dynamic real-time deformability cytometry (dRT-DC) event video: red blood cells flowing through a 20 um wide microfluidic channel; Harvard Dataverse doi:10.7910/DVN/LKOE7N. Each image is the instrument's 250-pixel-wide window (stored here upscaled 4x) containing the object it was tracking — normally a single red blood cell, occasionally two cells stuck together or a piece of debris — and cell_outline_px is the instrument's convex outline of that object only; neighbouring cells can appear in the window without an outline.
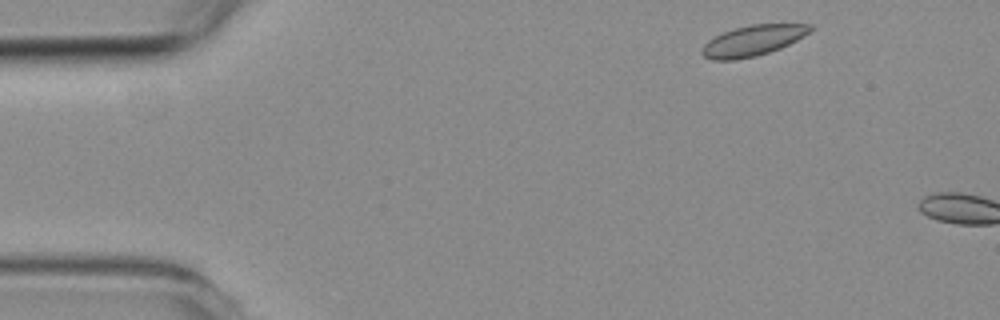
{"species": "common noctule bat (a hibernating species)", "species_latin": "Nyctalus noctula", "temperature_condition": "room temperature", "stored_images_in_passage": 2, "camera_frame_rate_fps": 3000, "um_per_image_px": 0.085, "animal": {"sex": "female", "body_mass_g": 19.3, "forearm_length_mm": 54.1}, "frame": {"image": 1, "passage_image": 1, "time_ms": 0.0, "image_size_px": [1000, 320], "cell_outline_px": [[812, 28], [804, 36], [780, 48], [756, 56], [732, 60], [712, 60], [704, 56], [700, 52], [704, 44], [708, 40], [724, 32], [736, 28], [752, 24], [812, 24]], "centroid_in_image_um": [63.97, 3.45], "position_along_channel_um": 21.0, "area_um2": 19.02}}